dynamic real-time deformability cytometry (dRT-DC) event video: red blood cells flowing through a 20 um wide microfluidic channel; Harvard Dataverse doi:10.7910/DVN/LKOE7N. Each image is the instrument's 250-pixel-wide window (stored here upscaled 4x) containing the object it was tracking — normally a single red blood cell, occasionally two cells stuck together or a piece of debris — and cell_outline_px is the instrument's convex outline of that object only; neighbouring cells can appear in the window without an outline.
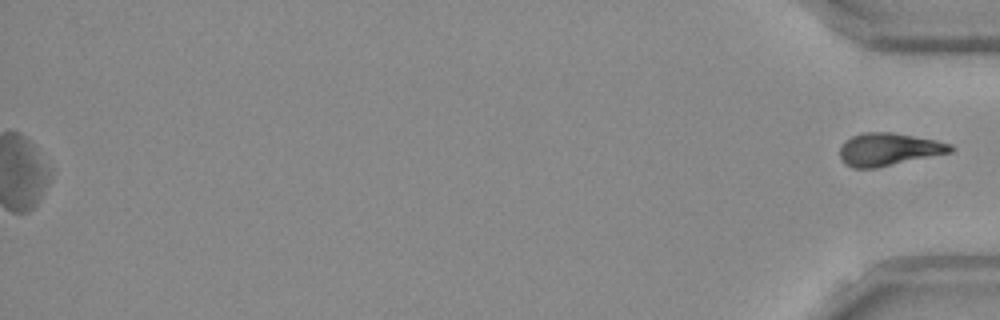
{"species": "Egyptian fruit bat (a non-hibernating species)", "species_latin": "Rousettus aegyptiacus", "temperature_condition": "room temperature", "stored_images_in_passage": 52, "segment_of_instrument_passage": [2, 2], "camera_frame_rate_fps": 3000, "um_per_image_px": 0.085, "frame": {"image": 1, "passage_image": 52, "time_ms": 17.0, "image_size_px": [1000, 320], "cell_outline_px": [[952, 152], [876, 168], [852, 168], [844, 164], [840, 160], [840, 148], [844, 140], [852, 136], [864, 132], [892, 132], [936, 140], [952, 144]], "centroid_in_image_um": [75.5, 12.7], "position_along_channel_um": 359.7, "area_um2": 21.15}}